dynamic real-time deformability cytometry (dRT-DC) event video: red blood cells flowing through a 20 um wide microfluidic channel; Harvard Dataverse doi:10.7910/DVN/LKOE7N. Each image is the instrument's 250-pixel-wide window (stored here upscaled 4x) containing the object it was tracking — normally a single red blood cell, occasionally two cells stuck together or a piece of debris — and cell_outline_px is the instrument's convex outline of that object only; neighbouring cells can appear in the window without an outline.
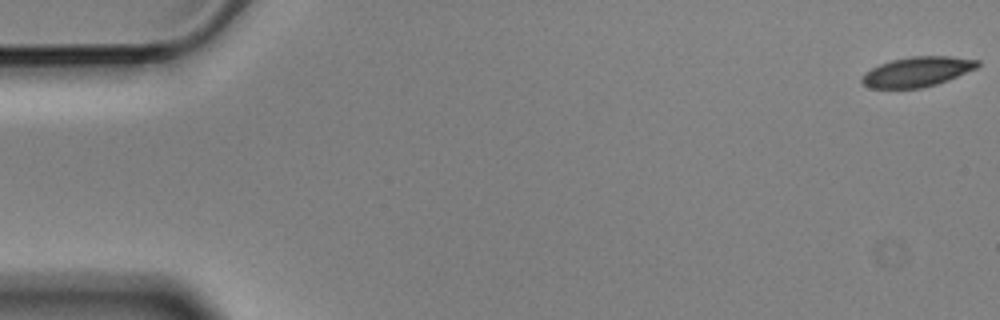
{"species": "Egyptian fruit bat (a non-hibernating species)", "species_latin": "Rousettus aegyptiacus", "temperature_condition": "cold", "stored_images_in_passage": 5, "camera_frame_rate_fps": 3000, "um_per_image_px": 0.085, "animal": {"sex": "male"}, "frame": {"image": 1, "passage_image": 1, "time_ms": 0.0, "image_size_px": [1000, 320], "cell_outline_px": [[980, 64], [976, 68], [948, 80], [936, 84], [920, 88], [872, 88], [864, 84], [860, 80], [872, 68], [880, 64], [892, 60], [912, 56], [952, 56], [980, 60]], "centroid_in_image_um": [78.01, 6.09], "position_along_channel_um": 7.0, "area_um2": 19.88}}